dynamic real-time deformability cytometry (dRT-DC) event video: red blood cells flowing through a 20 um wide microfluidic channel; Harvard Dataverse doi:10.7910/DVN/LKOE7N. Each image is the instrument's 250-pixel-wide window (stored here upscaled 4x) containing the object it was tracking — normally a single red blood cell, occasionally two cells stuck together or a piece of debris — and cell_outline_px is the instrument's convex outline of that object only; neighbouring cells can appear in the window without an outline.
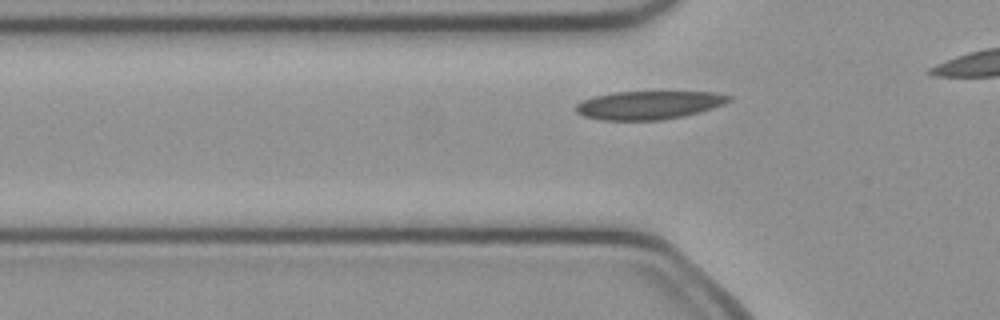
{"species": "common noctule bat (a hibernating species)", "species_latin": "Nyctalus noctula", "temperature_condition": "cold", "stored_images_in_passage": 12, "camera_frame_rate_fps": 3000, "um_per_image_px": 0.085, "animal": {"sex": "female", "body_mass_g": 21.9}, "frame": {"image": 1, "passage_image": 6, "time_ms": 1.667, "image_size_px": [1000, 320], "cell_outline_px": [[732, 100], [724, 104], [700, 112], [684, 116], [660, 120], [600, 120], [584, 116], [576, 112], [572, 108], [580, 100], [592, 96], [616, 92], [712, 92], [732, 96]], "centroid_in_image_um": [55.1, 8.93], "position_along_channel_um": 70.7, "area_um2": 25.49}}
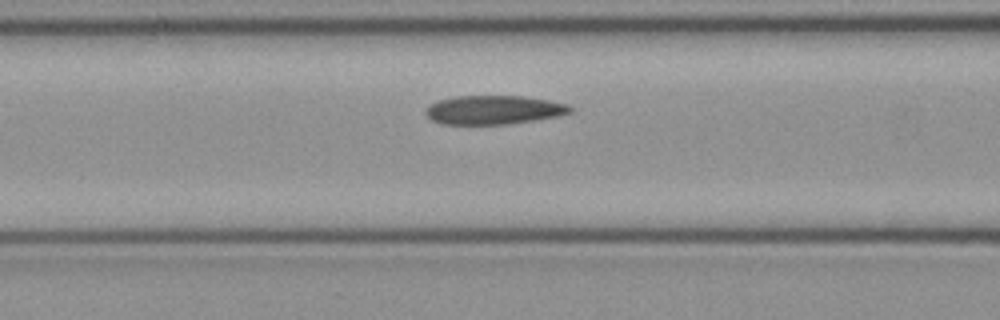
{"frame": {"image": 2, "passage_image": 10, "time_ms": 3.0, "image_size_px": [1000, 320], "cell_outline_px": [[572, 112], [560, 116], [508, 124], [440, 124], [432, 120], [424, 112], [432, 104], [440, 100], [456, 96], [524, 96], [548, 100], [568, 104], [572, 108]], "centroid_in_image_um": [42.01, 9.34], "position_along_channel_um": 124.6, "area_um2": 24.22}}